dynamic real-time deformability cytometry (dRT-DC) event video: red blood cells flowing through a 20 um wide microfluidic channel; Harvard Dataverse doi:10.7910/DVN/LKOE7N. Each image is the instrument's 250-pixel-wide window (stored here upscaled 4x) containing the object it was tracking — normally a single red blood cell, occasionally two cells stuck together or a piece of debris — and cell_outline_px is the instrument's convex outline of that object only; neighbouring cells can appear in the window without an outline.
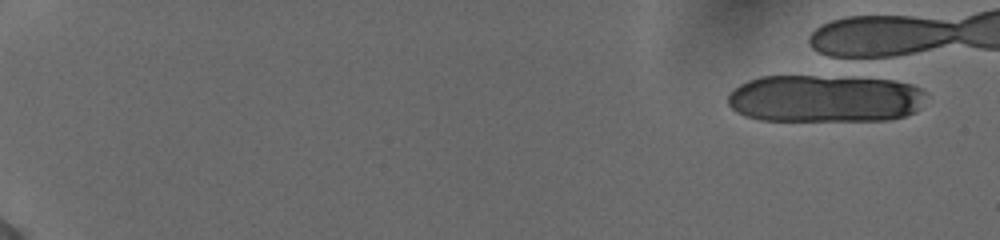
{"species": "human", "species_latin": "Homo sapiens", "temperature_condition": "cold", "stored_images_in_passage": 1, "camera_frame_rate_fps": 3000, "um_per_image_px": 0.085, "donor": {"sex": "female"}, "frame": {"image": 1, "passage_image": 1, "time_ms": 0.0, "image_size_px": [1000, 240], "cell_outline_px": [[924, 92], [920, 108], [916, 112], [904, 116], [888, 120], [760, 120], [744, 116], [736, 112], [728, 104], [728, 92], [740, 84], [748, 80], [760, 76], [852, 76], [896, 80], [912, 84], [920, 88]], "centroid_in_image_um": [70.1, 8.36], "position_along_channel_um": 14.9, "area_um2": 55.55}}